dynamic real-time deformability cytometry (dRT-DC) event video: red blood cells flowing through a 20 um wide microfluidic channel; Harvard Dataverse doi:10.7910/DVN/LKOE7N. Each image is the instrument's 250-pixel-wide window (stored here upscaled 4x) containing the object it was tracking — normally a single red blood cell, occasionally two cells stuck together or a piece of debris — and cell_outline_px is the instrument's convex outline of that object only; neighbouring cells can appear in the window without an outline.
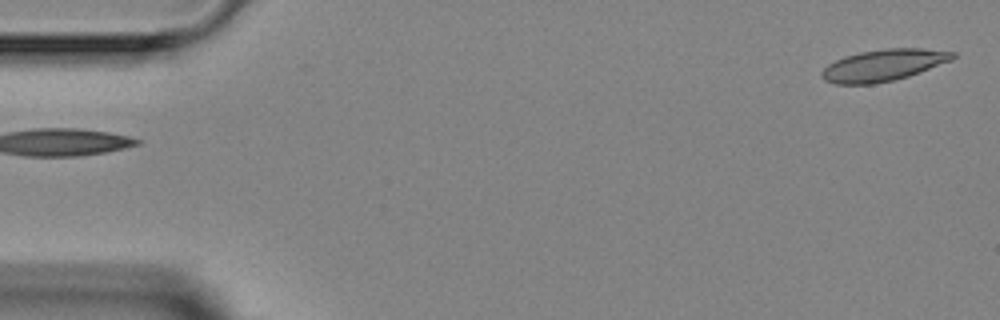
{"species": "Egyptian fruit bat (a non-hibernating species)", "species_latin": "Rousettus aegyptiacus", "temperature_condition": "room temperature", "stored_images_in_passage": 3, "segment_of_instrument_passage": [2, 2], "camera_frame_rate_fps": 3000, "um_per_image_px": 0.085, "animal": {"sex": "female"}, "frame": {"image": 1, "passage_image": 3, "time_ms": 2.333, "image_size_px": [1000, 320], "cell_outline_px": [[956, 56], [952, 60], [920, 72], [908, 76], [892, 80], [872, 84], [836, 84], [824, 80], [820, 76], [820, 72], [828, 64], [844, 56], [860, 52], [888, 48], [924, 48], [956, 52]], "centroid_in_image_um": [75.09, 5.53], "position_along_channel_um": 9.9, "area_um2": 24.16}}